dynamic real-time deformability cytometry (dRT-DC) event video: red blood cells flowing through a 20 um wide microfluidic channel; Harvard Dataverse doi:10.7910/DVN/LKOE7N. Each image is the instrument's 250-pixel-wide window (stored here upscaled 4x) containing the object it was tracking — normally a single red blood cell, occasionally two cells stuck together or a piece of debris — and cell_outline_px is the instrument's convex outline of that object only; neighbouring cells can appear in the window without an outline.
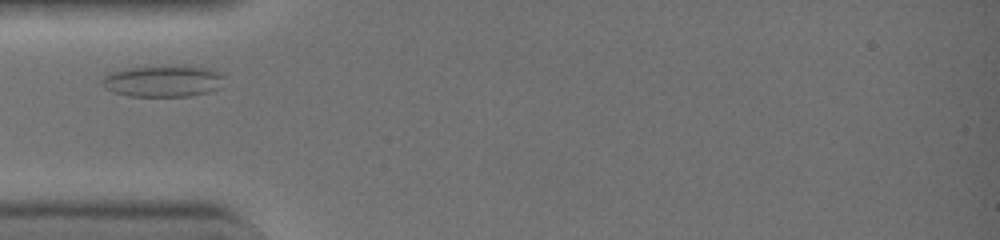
{"species": "common noctule bat (a hibernating species)", "species_latin": "Nyctalus noctula", "temperature_condition": "warm", "stored_images_in_passage": 27, "camera_frame_rate_fps": 3000, "um_per_image_px": 0.085, "animal": {"sex": "female", "body_mass_g": 19.0, "forearm_length_mm": 51.5}, "frame": {"image": 1, "passage_image": 1, "time_ms": 0.0, "image_size_px": [1000, 240], "cell_outline_px": [[224, 76], [220, 88], [208, 92], [192, 96], [128, 96], [112, 92], [104, 88], [100, 80], [108, 72], [132, 68], [208, 68], [220, 72]], "centroid_in_image_um": [13.82, 6.94], "position_along_channel_um": 71.2, "area_um2": 21.85}}
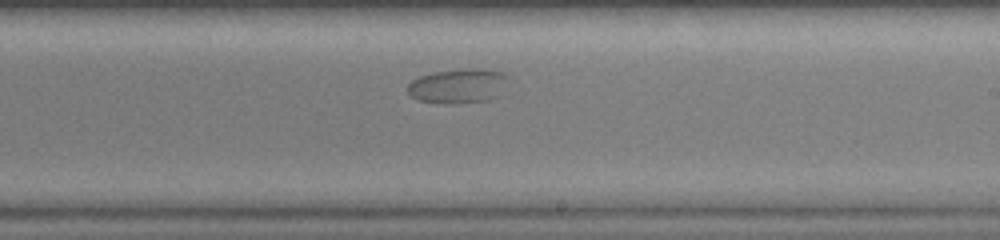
{"frame": {"image": 2, "passage_image": 14, "time_ms": 4.333, "image_size_px": [1000, 240], "cell_outline_px": [[508, 76], [496, 96], [488, 100], [448, 104], [444, 104], [416, 100], [408, 92], [408, 84], [412, 80], [420, 76], [436, 72], [504, 72]], "centroid_in_image_um": [38.82, 7.38], "position_along_channel_um": 250.2, "area_um2": 18.84}}
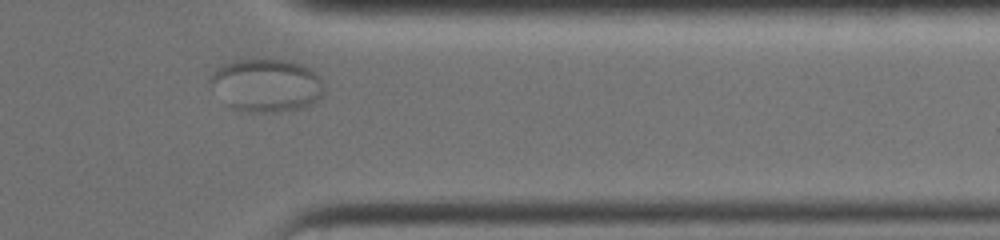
{"frame": {"image": 3, "passage_image": 24, "time_ms": 7.667, "image_size_px": [1000, 240], "cell_outline_px": [[324, 92], [316, 100], [300, 108], [276, 112], [248, 112], [236, 108], [228, 104], [208, 84], [208, 80], [212, 72], [220, 64], [244, 56], [248, 56], [288, 60], [300, 64], [316, 72], [324, 80]], "centroid_in_image_um": [22.61, 7.17], "position_along_channel_um": 388.8, "area_um2": 36.01}}